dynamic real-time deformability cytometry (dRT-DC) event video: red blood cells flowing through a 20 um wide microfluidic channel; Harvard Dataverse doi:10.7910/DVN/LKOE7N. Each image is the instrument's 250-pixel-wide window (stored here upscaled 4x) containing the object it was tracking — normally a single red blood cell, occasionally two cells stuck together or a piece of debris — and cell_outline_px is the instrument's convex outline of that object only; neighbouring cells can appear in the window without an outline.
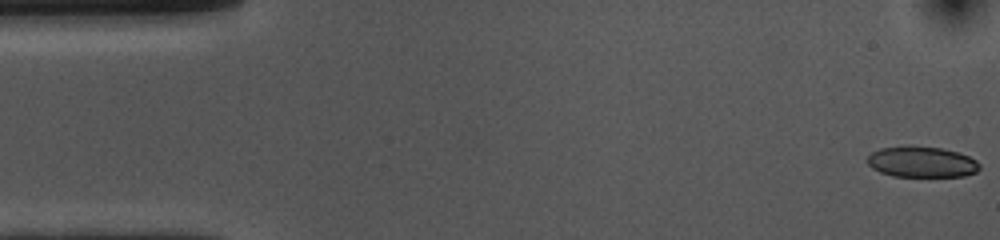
{"species": "common noctule bat (a hibernating species)", "species_latin": "Nyctalus noctula", "temperature_condition": "cold", "stored_images_in_passage": 54, "camera_frame_rate_fps": 3000, "um_per_image_px": 0.085, "animal": {"sex": "female", "body_mass_g": 10.0, "forearm_length_mm": 53.1}, "frame": {"image": 1, "passage_image": 1, "time_ms": 0.0, "image_size_px": [1000, 240], "cell_outline_px": [[980, 168], [976, 172], [964, 176], [892, 176], [880, 172], [872, 168], [868, 164], [868, 156], [872, 152], [880, 148], [908, 144], [940, 148], [956, 152], [968, 156], [976, 160], [980, 164]], "centroid_in_image_um": [78.32, 13.74], "position_along_channel_um": 6.7, "area_um2": 20.35}}
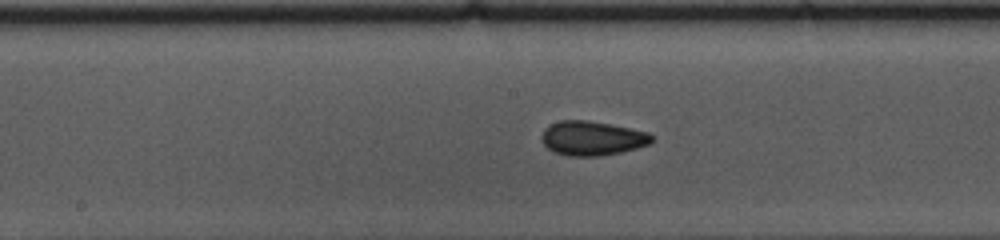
{"frame": {"image": 2, "passage_image": 26, "time_ms": 8.333, "image_size_px": [1000, 240], "cell_outline_px": [[656, 140], [648, 144], [636, 148], [620, 152], [600, 156], [568, 156], [552, 152], [540, 140], [540, 136], [544, 128], [560, 120], [588, 120], [612, 124], [648, 132], [656, 136]], "centroid_in_image_um": [50.34, 11.75], "position_along_channel_um": 197.9, "area_um2": 22.37}}
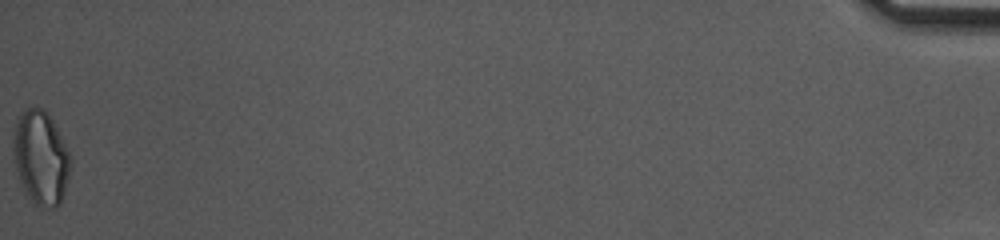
{"frame": {"image": 3, "passage_image": 54, "time_ms": 17.667, "image_size_px": [1000, 240], "cell_outline_px": [[72, 160], [64, 196], [60, 204], [56, 208], [48, 208], [36, 204], [32, 200], [24, 188], [20, 180], [16, 168], [12, 152], [12, 136], [16, 120], [24, 108], [44, 108], [52, 120], [72, 156]], "centroid_in_image_um": [3.47, 13.38], "position_along_channel_um": 431.7, "area_um2": 31.5}, "authors_computed_cell_mechanics": {"area_um2": 21.6172, "velocity_mm_per_s": 3.6568, "shape_relaxation_time_tau1_ms": 6.5126, "shape_relaxation_time_tau2_ms": 1.7444, "deformation_change_tau1": 0.1276, "deformation_change_tau2": 0.0648}}